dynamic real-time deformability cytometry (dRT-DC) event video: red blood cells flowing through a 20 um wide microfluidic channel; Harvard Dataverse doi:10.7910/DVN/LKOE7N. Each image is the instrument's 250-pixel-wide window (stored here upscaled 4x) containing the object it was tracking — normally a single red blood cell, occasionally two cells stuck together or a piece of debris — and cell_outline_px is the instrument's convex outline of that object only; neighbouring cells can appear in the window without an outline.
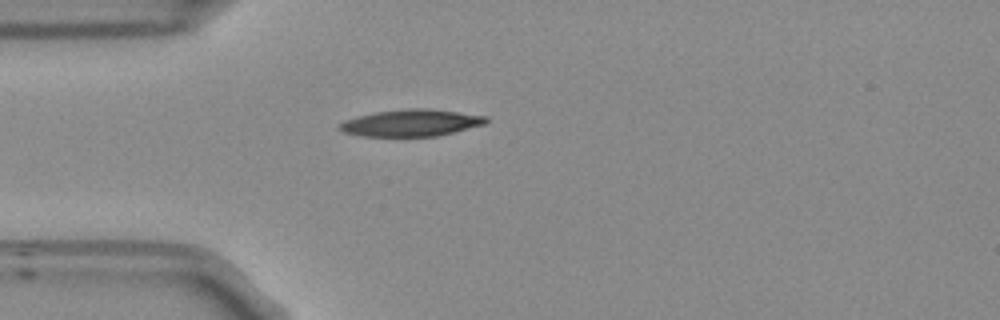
{"species": "Egyptian fruit bat (a non-hibernating species)", "species_latin": "Rousettus aegyptiacus", "temperature_condition": "room temperature", "stored_images_in_passage": 40, "camera_frame_rate_fps": 3000, "um_per_image_px": 0.085, "frame": {"image": 1, "passage_image": 1, "time_ms": 0.0, "image_size_px": [1000, 320], "cell_outline_px": [[488, 120], [484, 124], [436, 136], [360, 136], [344, 132], [340, 128], [340, 124], [344, 120], [376, 112], [404, 108], [432, 108], [488, 116]], "centroid_in_image_um": [34.97, 10.43], "position_along_channel_um": 50.0, "area_um2": 22.77}}
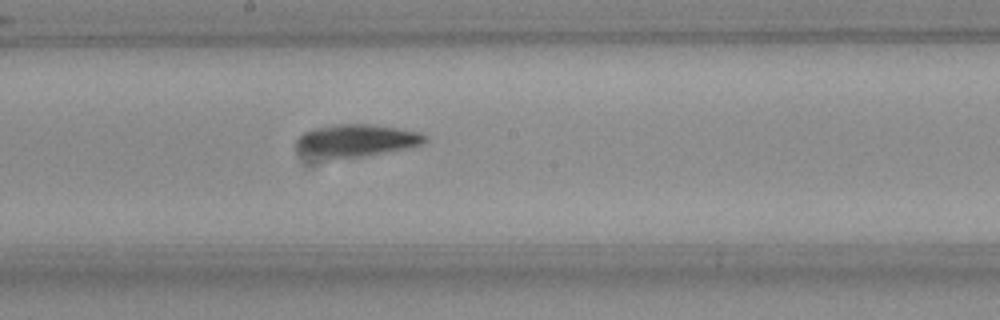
{"frame": {"image": 2, "passage_image": 15, "time_ms": 4.667, "image_size_px": [1000, 320], "cell_outline_px": [[428, 140], [420, 144], [404, 148], [360, 156], [328, 156], [300, 148], [296, 144], [296, 140], [304, 132], [312, 128], [332, 124], [372, 124], [420, 132], [428, 136]], "centroid_in_image_um": [30.39, 11.86], "position_along_channel_um": 217.8, "area_um2": 22.89}}
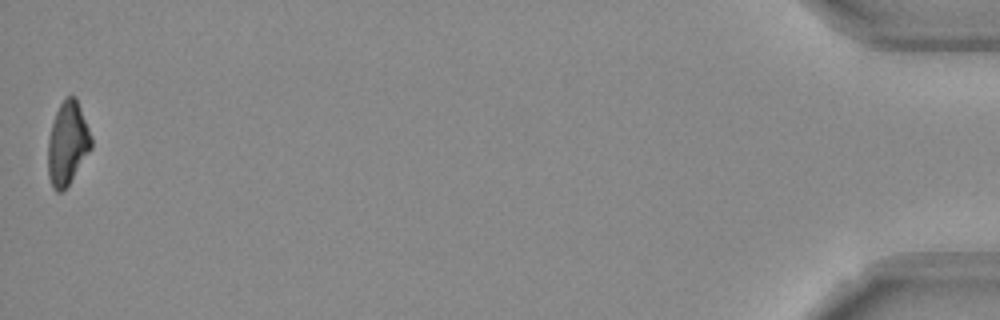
{"frame": {"image": 3, "passage_image": 40, "time_ms": 13.0, "image_size_px": [1000, 320], "cell_outline_px": [[92, 148], [68, 184], [60, 192], [56, 192], [48, 176], [48, 140], [52, 124], [56, 112], [60, 104], [68, 96], [76, 96], [92, 136]], "centroid_in_image_um": [5.75, 12.16], "position_along_channel_um": 429.5, "area_um2": 20.75}}